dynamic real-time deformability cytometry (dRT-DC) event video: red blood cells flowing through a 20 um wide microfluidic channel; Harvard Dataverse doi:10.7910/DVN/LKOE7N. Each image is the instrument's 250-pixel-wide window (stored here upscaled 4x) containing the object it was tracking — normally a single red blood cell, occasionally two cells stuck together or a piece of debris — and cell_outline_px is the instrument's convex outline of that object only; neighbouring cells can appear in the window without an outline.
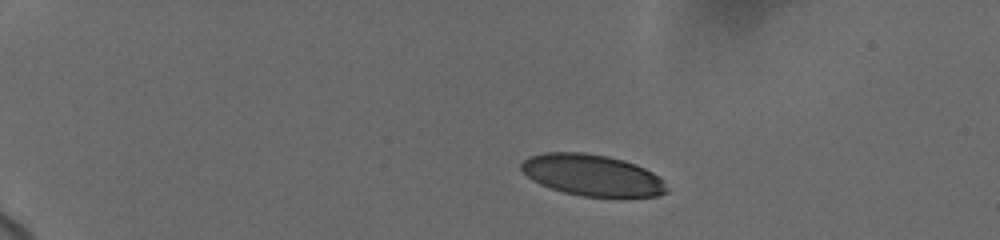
{"species": "human", "species_latin": "Homo sapiens", "temperature_condition": "cold", "stored_images_in_passage": 8, "camera_frame_rate_fps": 3000, "um_per_image_px": 0.085, "donor": {"sex": "female"}, "frame": {"image": 1, "passage_image": 3, "time_ms": 1.333, "image_size_px": [1000, 240], "cell_outline_px": [[668, 192], [656, 196], [580, 196], [564, 192], [540, 184], [532, 180], [520, 168], [520, 164], [528, 156], [544, 152], [584, 152], [608, 156], [624, 160], [636, 164], [660, 176], [664, 180]], "centroid_in_image_um": [50.33, 14.87], "position_along_channel_um": 34.7, "area_um2": 35.08}}
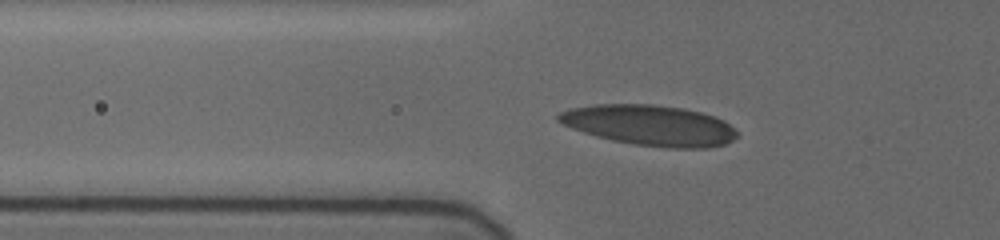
{"frame": {"image": 2, "passage_image": 7, "time_ms": 4.667, "image_size_px": [1000, 240], "cell_outline_px": [[736, 136], [732, 140], [724, 144], [708, 148], [668, 148], [632, 144], [612, 140], [596, 136], [572, 128], [556, 120], [556, 116], [560, 112], [572, 108], [596, 104], [652, 104], [684, 108], [716, 116], [724, 120], [736, 132]], "centroid_in_image_um": [55.23, 10.65], "position_along_channel_um": 70.6, "area_um2": 42.08}}